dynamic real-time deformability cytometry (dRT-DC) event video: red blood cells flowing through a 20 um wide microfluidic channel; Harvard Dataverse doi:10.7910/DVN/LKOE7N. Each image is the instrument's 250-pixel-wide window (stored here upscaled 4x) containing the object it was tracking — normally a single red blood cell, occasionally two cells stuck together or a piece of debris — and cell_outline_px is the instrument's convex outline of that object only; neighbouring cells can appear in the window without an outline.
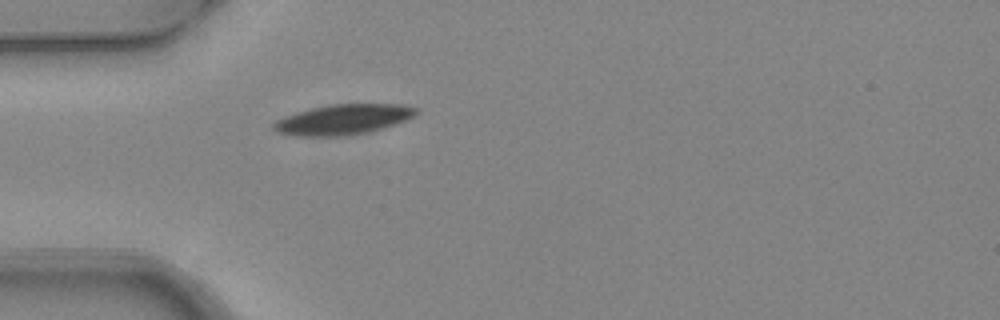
{"species": "common noctule bat (a hibernating species)", "species_latin": "Nyctalus noctula", "temperature_condition": "warm", "stored_images_in_passage": 1, "camera_frame_rate_fps": 3000, "um_per_image_px": 0.085, "animal": {"sex": "female", "body_mass_g": 24.6, "forearm_length_mm": 56.2}, "frame": {"image": 1, "passage_image": 1, "time_ms": 0.0, "image_size_px": [1000, 320], "cell_outline_px": [[416, 112], [412, 116], [396, 124], [368, 132], [344, 136], [296, 136], [276, 132], [272, 128], [272, 124], [276, 120], [284, 116], [296, 112], [312, 108], [332, 104], [404, 104], [416, 108]], "centroid_in_image_um": [29.11, 10.16], "position_along_channel_um": 55.9, "area_um2": 25.03}}